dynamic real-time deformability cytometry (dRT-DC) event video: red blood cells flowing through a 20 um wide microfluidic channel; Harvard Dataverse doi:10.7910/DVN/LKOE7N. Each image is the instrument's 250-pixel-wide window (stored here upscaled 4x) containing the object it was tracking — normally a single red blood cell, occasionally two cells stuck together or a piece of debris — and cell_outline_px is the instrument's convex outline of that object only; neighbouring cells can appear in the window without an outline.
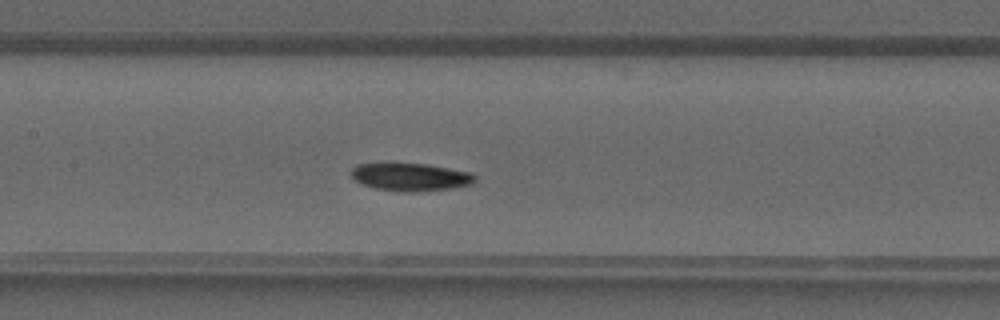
{"species": "common noctule bat (a hibernating species)", "species_latin": "Nyctalus noctula", "temperature_condition": "warm", "stored_images_in_passage": 37, "camera_frame_rate_fps": 3000, "um_per_image_px": 0.085, "animal": {"sex": "male", "forearm_length_mm": 52.5}, "frame": {"image": 1, "passage_image": 16, "time_ms": 5.0, "image_size_px": [1000, 320], "cell_outline_px": [[476, 180], [472, 184], [452, 188], [416, 192], [404, 192], [376, 188], [364, 184], [356, 180], [348, 172], [356, 164], [428, 164], [472, 172], [476, 176]], "centroid_in_image_um": [34.94, 15.04], "position_along_channel_um": 172.5, "area_um2": 20.0}}
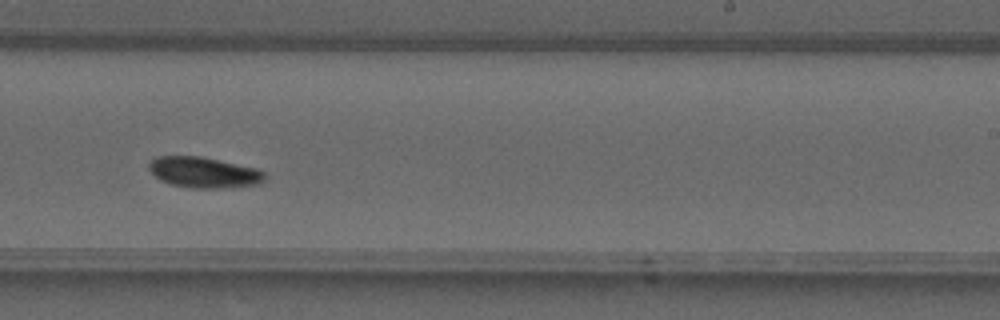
{"frame": {"image": 2, "passage_image": 22, "time_ms": 7.0, "image_size_px": [1000, 320], "cell_outline_px": [[264, 180], [256, 184], [220, 188], [192, 188], [172, 184], [160, 180], [148, 168], [148, 160], [156, 156], [200, 156], [256, 168], [264, 172]], "centroid_in_image_um": [17.27, 14.64], "position_along_channel_um": 271.7, "area_um2": 20.58}}
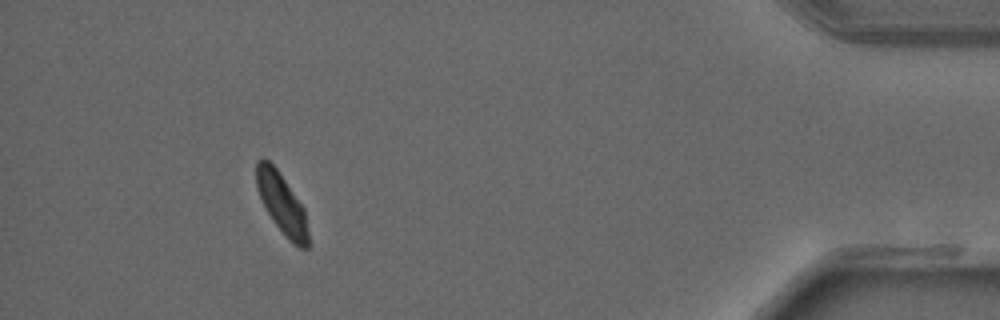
{"frame": {"image": 3, "passage_image": 34, "time_ms": 11.0, "image_size_px": [1000, 320], "cell_outline_px": [[308, 248], [300, 248], [292, 244], [288, 240], [272, 220], [256, 188], [256, 160], [260, 156], [264, 156], [276, 168], [304, 208], [308, 232]], "centroid_in_image_um": [23.93, 17.29], "position_along_channel_um": 411.3, "area_um2": 18.21}}